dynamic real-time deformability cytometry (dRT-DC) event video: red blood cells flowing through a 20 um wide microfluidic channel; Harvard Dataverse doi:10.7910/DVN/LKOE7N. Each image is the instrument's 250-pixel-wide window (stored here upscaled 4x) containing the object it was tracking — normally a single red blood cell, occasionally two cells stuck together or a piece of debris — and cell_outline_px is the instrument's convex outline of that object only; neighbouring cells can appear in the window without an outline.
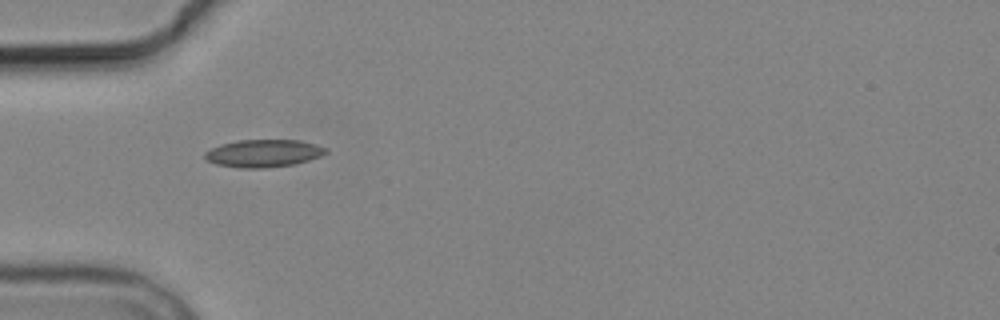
{"species": "common noctule bat (a hibernating species)", "species_latin": "Nyctalus noctula", "temperature_condition": "cold", "stored_images_in_passage": 12, "camera_frame_rate_fps": 3000, "um_per_image_px": 0.085, "animal": {"sex": "male", "body_mass_g": 19.2, "forearm_length_mm": 51.8}, "frame": {"image": 1, "passage_image": 6, "time_ms": 7.333, "image_size_px": [1000, 320], "cell_outline_px": [[328, 152], [320, 156], [308, 160], [292, 164], [264, 168], [240, 168], [216, 164], [204, 160], [204, 152], [220, 144], [236, 140], [300, 140], [316, 144], [328, 148]], "centroid_in_image_um": [22.37, 13.02], "position_along_channel_um": 62.6, "area_um2": 19.54}}
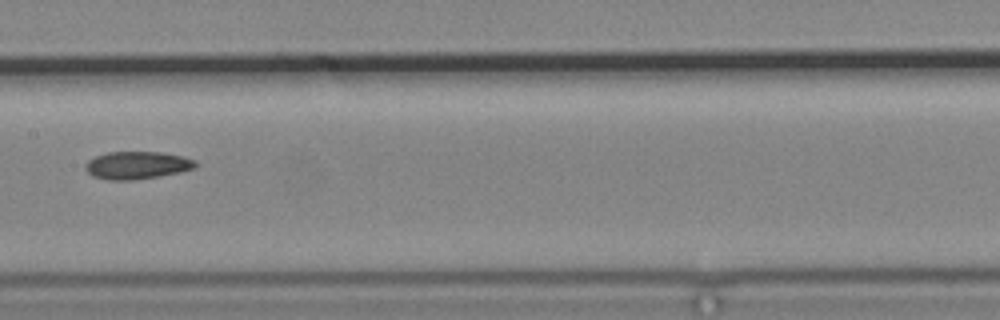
{"frame": {"image": 2, "passage_image": 9, "time_ms": 11.0, "image_size_px": [1000, 320], "cell_outline_px": [[196, 168], [180, 172], [160, 176], [132, 180], [108, 180], [92, 176], [84, 168], [84, 164], [88, 160], [96, 156], [108, 152], [164, 152], [184, 156], [196, 160]], "centroid_in_image_um": [11.66, 14.04], "position_along_channel_um": 195.7, "area_um2": 17.92}}
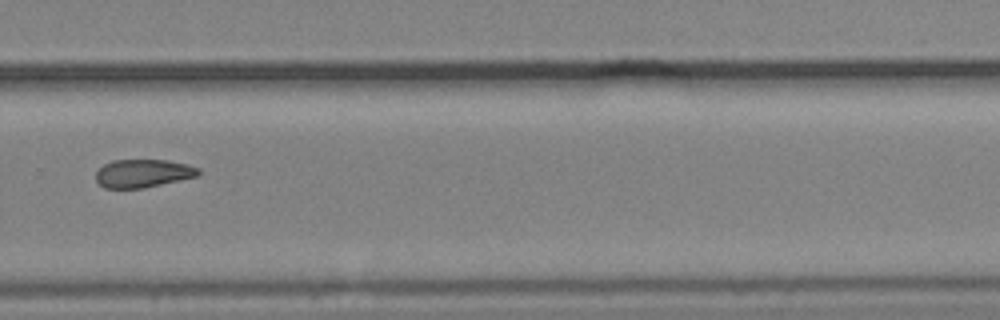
{"frame": {"image": 3, "passage_image": 12, "time_ms": 14.333, "image_size_px": [1000, 320], "cell_outline_px": [[200, 172], [196, 176], [180, 180], [144, 188], [104, 188], [96, 180], [96, 172], [104, 164], [112, 160], [168, 160], [188, 164], [200, 168]], "centroid_in_image_um": [12.16, 14.73], "position_along_channel_um": 317.6, "area_um2": 16.82}}